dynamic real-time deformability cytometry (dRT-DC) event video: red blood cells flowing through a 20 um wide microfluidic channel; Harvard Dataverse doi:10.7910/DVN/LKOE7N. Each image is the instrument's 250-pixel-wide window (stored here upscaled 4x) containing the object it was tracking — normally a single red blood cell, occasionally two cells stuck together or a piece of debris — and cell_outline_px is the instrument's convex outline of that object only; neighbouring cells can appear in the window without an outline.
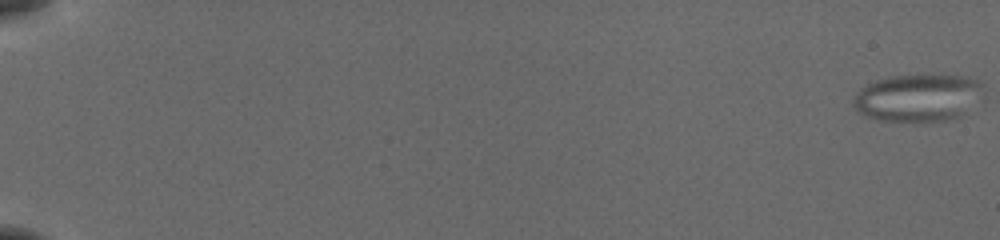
{"species": "common noctule bat (a hibernating species)", "species_latin": "Nyctalus noctula", "temperature_condition": "cold", "stored_images_in_passage": 14, "camera_frame_rate_fps": 3000, "um_per_image_px": 0.085, "animal": {"sex": "female", "body_mass_g": 19.5, "forearm_length_mm": 54.1}, "frame": {"image": 1, "passage_image": 1, "time_ms": 0.0, "image_size_px": [1000, 240], "cell_outline_px": [[980, 84], [956, 116], [944, 120], [884, 120], [868, 116], [860, 112], [856, 108], [856, 96], [864, 88], [872, 84], [896, 76], [956, 76], [976, 80]], "centroid_in_image_um": [77.87, 8.31], "position_along_channel_um": 7.1, "area_um2": 32.25}}